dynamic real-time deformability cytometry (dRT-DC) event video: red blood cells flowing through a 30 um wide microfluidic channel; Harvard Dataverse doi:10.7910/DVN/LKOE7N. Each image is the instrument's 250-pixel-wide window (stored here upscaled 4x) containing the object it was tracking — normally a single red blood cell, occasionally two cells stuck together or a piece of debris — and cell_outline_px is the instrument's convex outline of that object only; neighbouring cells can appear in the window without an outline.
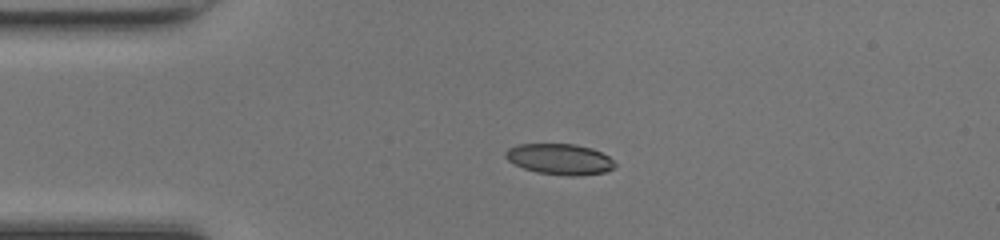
{"species": "common noctule bat (a hibernating species)", "species_latin": "Nyctalus noctula", "temperature_condition": "room temperature", "stored_images_in_passage": 43, "camera_frame_rate_fps": 3000, "um_per_image_px": 0.085, "animal": {"sex": "female", "body_mass_g": 17.0, "forearm_length_mm": 48.0}, "frame": {"image": 1, "passage_image": 10, "time_ms": 3.0, "image_size_px": [1000, 240], "cell_outline_px": [[616, 168], [604, 172], [580, 176], [568, 176], [536, 172], [524, 168], [508, 160], [504, 156], [504, 152], [508, 148], [520, 144], [576, 144], [592, 148], [608, 156], [616, 164]], "centroid_in_image_um": [47.59, 13.53], "position_along_channel_um": 37.4, "area_um2": 19.71}}
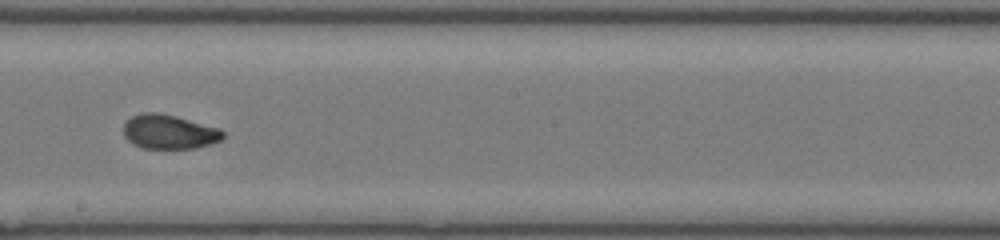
{"frame": {"image": 2, "passage_image": 26, "time_ms": 8.333, "image_size_px": [1000, 240], "cell_outline_px": [[224, 136], [220, 140], [212, 144], [196, 148], [144, 148], [132, 144], [124, 136], [124, 124], [132, 116], [144, 112], [160, 112], [176, 116], [220, 128], [224, 132]], "centroid_in_image_um": [14.39, 11.2], "position_along_channel_um": 233.8, "area_um2": 19.94}}
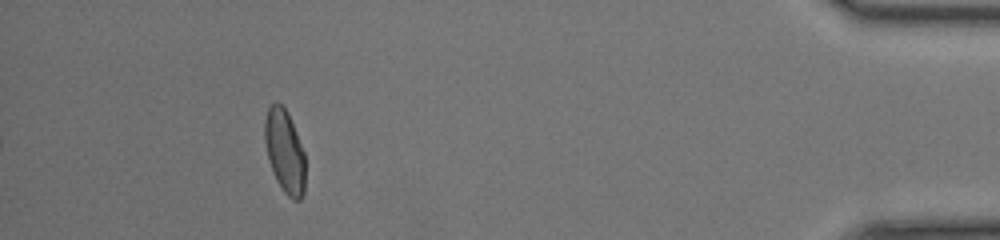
{"frame": {"image": 3, "passage_image": 43, "time_ms": 14.0, "image_size_px": [1000, 240], "cell_outline_px": [[304, 192], [300, 200], [292, 200], [284, 192], [276, 180], [272, 172], [268, 160], [264, 140], [264, 120], [268, 108], [276, 100], [288, 112], [304, 152]], "centroid_in_image_um": [24.17, 12.86], "position_along_channel_um": 411.0, "area_um2": 19.77}, "authors_computed_cell_mechanics": {"area_um2": 19.4208, "velocity_mm_per_s": 4.2829, "shape_relaxation_time_tau1_ms": 6.8013, "shape_relaxation_time_tau2_ms": 1.1676, "deformation_change_tau1": 0.2102, "deformation_change_tau2": 0.0575}}